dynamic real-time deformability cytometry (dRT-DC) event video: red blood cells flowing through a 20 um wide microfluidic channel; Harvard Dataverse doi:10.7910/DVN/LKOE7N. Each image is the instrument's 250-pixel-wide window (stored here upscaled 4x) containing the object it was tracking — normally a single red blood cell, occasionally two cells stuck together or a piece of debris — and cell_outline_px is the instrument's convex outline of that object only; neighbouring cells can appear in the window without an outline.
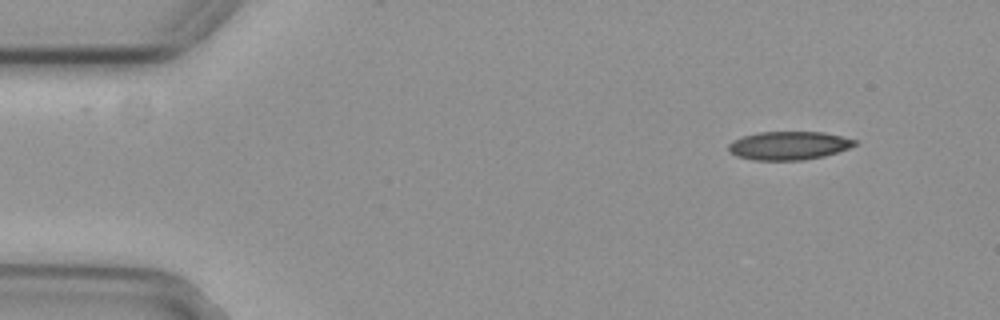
{"species": "common noctule bat (a hibernating species)", "species_latin": "Nyctalus noctula", "temperature_condition": "cold", "stored_images_in_passage": 50, "camera_frame_rate_fps": 3000, "um_per_image_px": 0.085, "animal": {"sex": "female", "body_mass_g": 29.2, "forearm_length_mm": 56.3}, "frame": {"image": 1, "passage_image": 1, "time_ms": 0.0, "image_size_px": [1000, 320], "cell_outline_px": [[856, 144], [848, 148], [824, 156], [804, 160], [752, 160], [736, 156], [728, 152], [728, 144], [732, 140], [756, 132], [824, 132], [856, 140]], "centroid_in_image_um": [66.99, 12.38], "position_along_channel_um": 18.0, "area_um2": 20.92}}
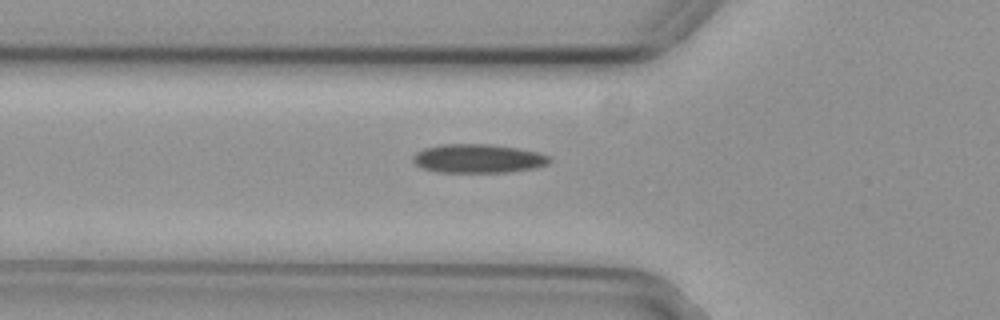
{"frame": {"image": 2, "passage_image": 14, "time_ms": 4.333, "image_size_px": [1000, 320], "cell_outline_px": [[552, 160], [548, 164], [532, 168], [508, 172], [436, 172], [424, 168], [416, 164], [412, 160], [412, 156], [416, 152], [424, 148], [440, 144], [488, 144], [516, 148], [536, 152], [548, 156]], "centroid_in_image_um": [40.6, 13.47], "position_along_channel_um": 85.2, "area_um2": 22.77}}
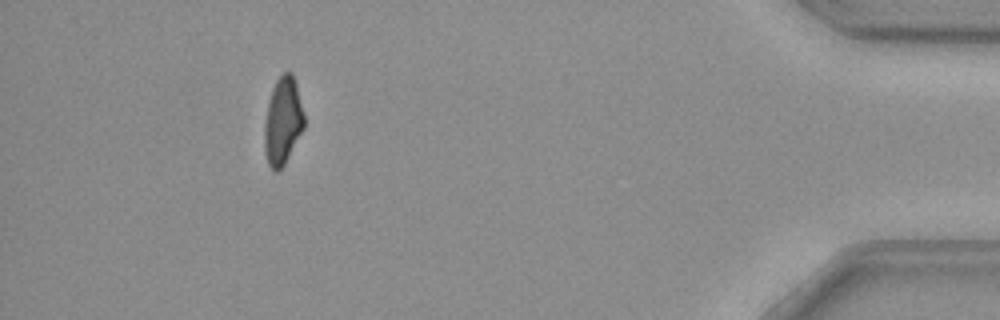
{"frame": {"image": 3, "passage_image": 45, "time_ms": 14.667, "image_size_px": [1000, 320], "cell_outline_px": [[304, 128], [284, 164], [276, 172], [272, 172], [268, 164], [264, 152], [264, 128], [268, 100], [272, 88], [276, 80], [284, 72], [292, 72], [296, 84], [304, 116]], "centroid_in_image_um": [24.02, 10.3], "position_along_channel_um": 411.2, "area_um2": 20.17}, "authors_computed_cell_mechanics": {"area_um2": 22.1374, "velocity_mm_per_s": 3.7771, "shape_relaxation_time_tau1_ms": null, "shape_relaxation_time_tau2_ms": 9.9265, "deformation_change_tau1": null, "deformation_change_tau2": 0.1782}}